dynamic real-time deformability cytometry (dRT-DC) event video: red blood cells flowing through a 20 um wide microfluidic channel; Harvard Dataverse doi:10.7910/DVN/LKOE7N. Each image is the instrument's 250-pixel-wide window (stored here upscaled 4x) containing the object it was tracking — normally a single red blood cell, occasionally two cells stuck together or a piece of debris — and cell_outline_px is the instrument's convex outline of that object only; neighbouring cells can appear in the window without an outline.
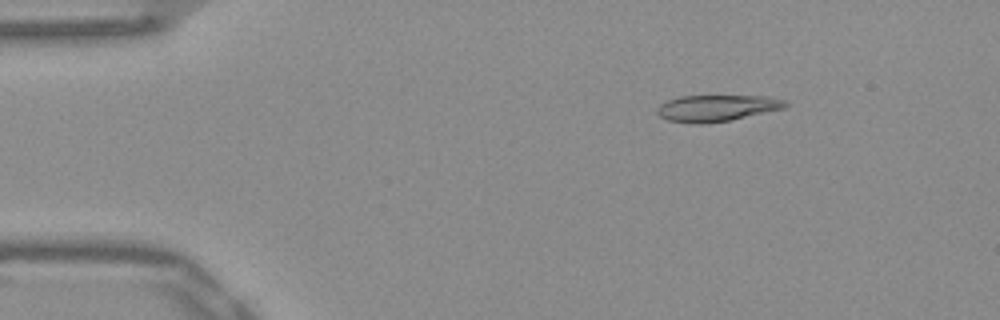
{"species": "Egyptian fruit bat (a non-hibernating species)", "species_latin": "Rousettus aegyptiacus", "temperature_condition": "warm", "stored_images_in_passage": 52, "camera_frame_rate_fps": 3000, "um_per_image_px": 0.085, "frame": {"image": 1, "passage_image": 8, "time_ms": 2.333, "image_size_px": [1000, 320], "cell_outline_px": [[788, 104], [784, 108], [732, 120], [704, 124], [692, 124], [668, 120], [660, 116], [656, 112], [656, 108], [660, 104], [668, 100], [680, 96], [768, 96], [788, 100]], "centroid_in_image_um": [60.93, 9.19], "position_along_channel_um": 24.1, "area_um2": 19.94}}
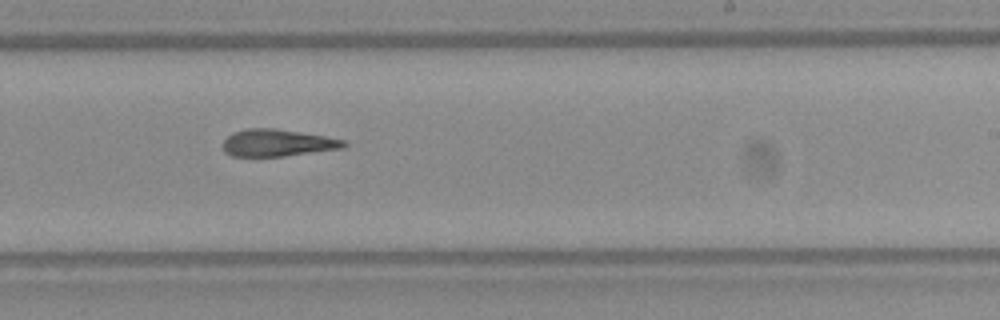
{"frame": {"image": 2, "passage_image": 32, "time_ms": 10.333, "image_size_px": [1000, 320], "cell_outline_px": [[348, 144], [344, 148], [284, 156], [232, 156], [224, 152], [224, 140], [232, 132], [248, 128], [276, 128], [324, 136], [344, 140]], "centroid_in_image_um": [23.58, 12.14], "position_along_channel_um": 265.4, "area_um2": 19.02}}
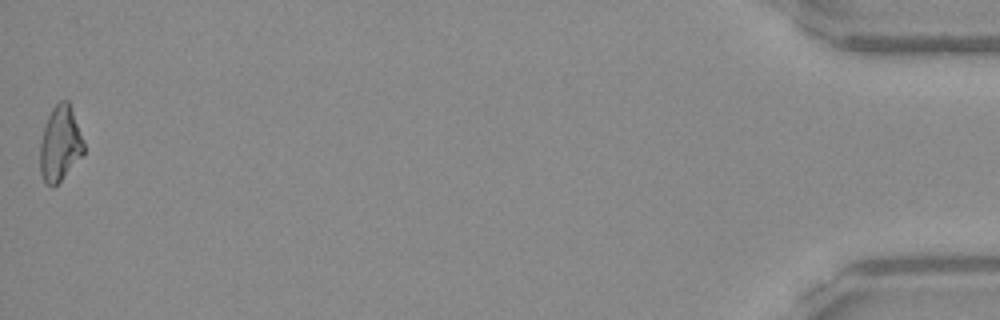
{"frame": {"image": 3, "passage_image": 52, "time_ms": 17.0, "image_size_px": [1000, 320], "cell_outline_px": [[84, 152], [60, 180], [52, 188], [44, 180], [40, 172], [40, 144], [44, 128], [48, 116], [52, 108], [60, 100], [68, 100], [84, 140]], "centroid_in_image_um": [5.1, 12.19], "position_along_channel_um": 430.1, "area_um2": 18.79}, "authors_computed_cell_mechanics": {"area_um2": 19.8832, "velocity_mm_per_s": 3.9156, "shape_relaxation_time_tau1_ms": null, "shape_relaxation_time_tau2_ms": 5.541, "deformation_change_tau1": null, "deformation_change_tau2": 0.1734}}